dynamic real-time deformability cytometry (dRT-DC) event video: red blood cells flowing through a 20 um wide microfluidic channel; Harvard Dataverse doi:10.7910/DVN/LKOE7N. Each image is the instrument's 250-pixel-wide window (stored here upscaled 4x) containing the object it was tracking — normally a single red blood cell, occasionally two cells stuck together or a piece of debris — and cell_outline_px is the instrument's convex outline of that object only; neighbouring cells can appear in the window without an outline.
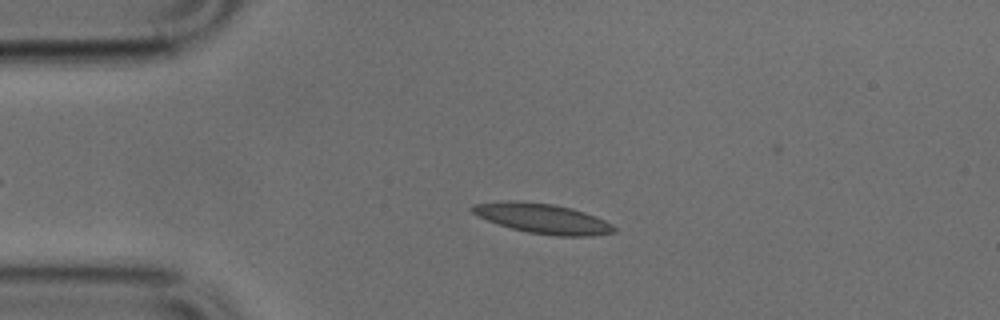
{"species": "common noctule bat (a hibernating species)", "species_latin": "Nyctalus noctula", "temperature_condition": "cold", "stored_images_in_passage": 42, "camera_frame_rate_fps": 3000, "um_per_image_px": 0.085, "animal": {"sex": "male", "body_mass_g": 17.9, "forearm_length_mm": 54.2}, "frame": {"image": 1, "passage_image": 10, "time_ms": 3.0, "image_size_px": [1000, 320], "cell_outline_px": [[616, 232], [592, 236], [556, 236], [528, 232], [512, 228], [488, 220], [472, 212], [468, 208], [472, 204], [508, 200], [516, 200], [552, 204], [572, 208], [596, 216], [612, 224], [616, 228]], "centroid_in_image_um": [46.14, 18.56], "position_along_channel_um": 38.9, "area_um2": 24.68}}
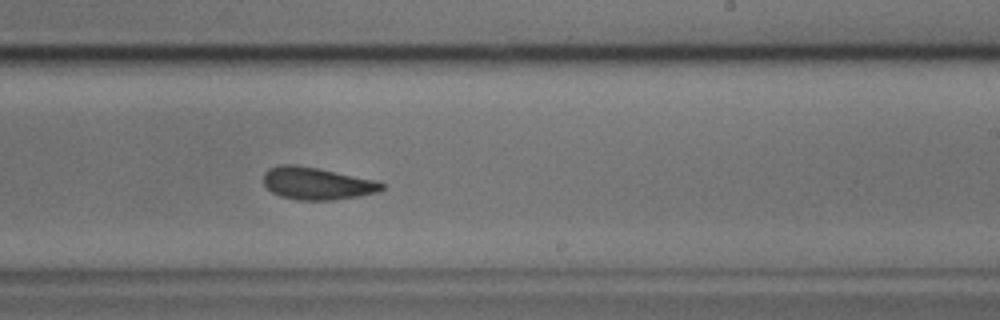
{"frame": {"image": 2, "passage_image": 29, "time_ms": 9.333, "image_size_px": [1000, 320], "cell_outline_px": [[384, 188], [380, 192], [360, 196], [332, 200], [296, 200], [280, 196], [272, 192], [264, 184], [264, 172], [268, 168], [280, 164], [292, 164], [320, 168], [376, 180], [384, 184]], "centroid_in_image_um": [26.95, 15.59], "position_along_channel_um": 262.1, "area_um2": 22.54}}
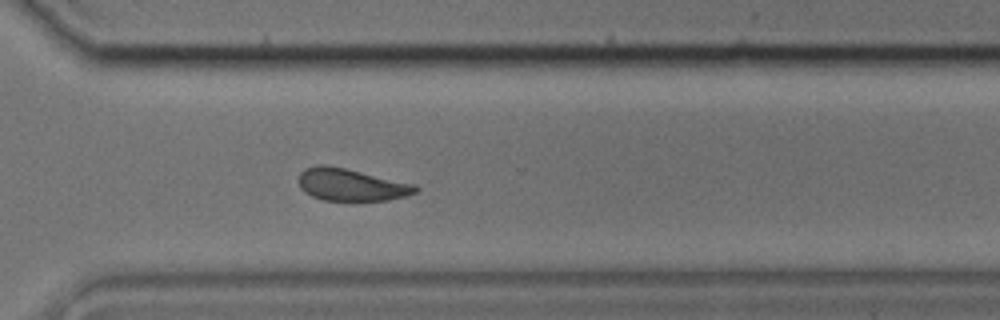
{"frame": {"image": 3, "passage_image": 35, "time_ms": 11.333, "image_size_px": [1000, 320], "cell_outline_px": [[420, 188], [416, 192], [408, 196], [388, 200], [324, 200], [312, 196], [304, 192], [300, 184], [300, 172], [304, 168], [316, 164], [324, 164], [344, 168], [416, 184]], "centroid_in_image_um": [29.87, 15.7], "position_along_channel_um": 340.7, "area_um2": 21.91}}